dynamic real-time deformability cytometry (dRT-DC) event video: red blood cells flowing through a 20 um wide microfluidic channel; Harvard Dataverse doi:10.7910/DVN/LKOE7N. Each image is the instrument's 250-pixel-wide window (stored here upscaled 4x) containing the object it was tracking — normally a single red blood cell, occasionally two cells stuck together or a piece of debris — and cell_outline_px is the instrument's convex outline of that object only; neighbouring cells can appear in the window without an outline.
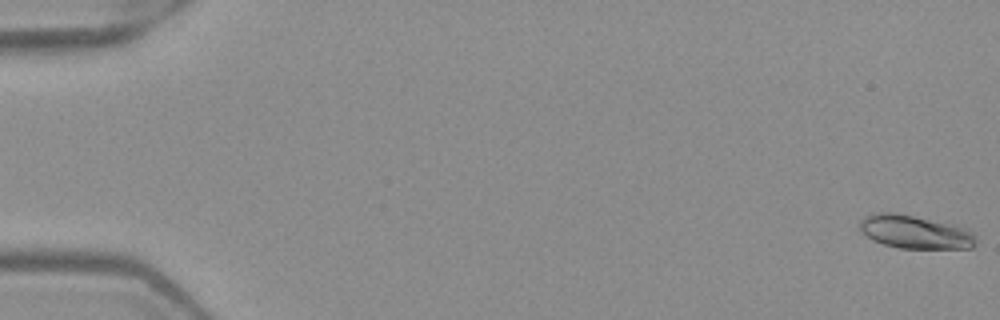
{"species": "Egyptian fruit bat (a non-hibernating species)", "species_latin": "Rousettus aegyptiacus", "temperature_condition": "warm", "stored_images_in_passage": 18, "camera_frame_rate_fps": 3000, "um_per_image_px": 0.085, "frame": {"image": 1, "passage_image": 1, "time_ms": 0.0, "image_size_px": [1000, 320], "cell_outline_px": [[976, 244], [972, 248], [900, 248], [884, 244], [872, 240], [860, 232], [860, 220], [864, 216], [872, 212], [896, 212], [960, 224], [968, 228], [976, 236]], "centroid_in_image_um": [77.8, 19.68], "position_along_channel_um": 7.2, "area_um2": 23.29}}